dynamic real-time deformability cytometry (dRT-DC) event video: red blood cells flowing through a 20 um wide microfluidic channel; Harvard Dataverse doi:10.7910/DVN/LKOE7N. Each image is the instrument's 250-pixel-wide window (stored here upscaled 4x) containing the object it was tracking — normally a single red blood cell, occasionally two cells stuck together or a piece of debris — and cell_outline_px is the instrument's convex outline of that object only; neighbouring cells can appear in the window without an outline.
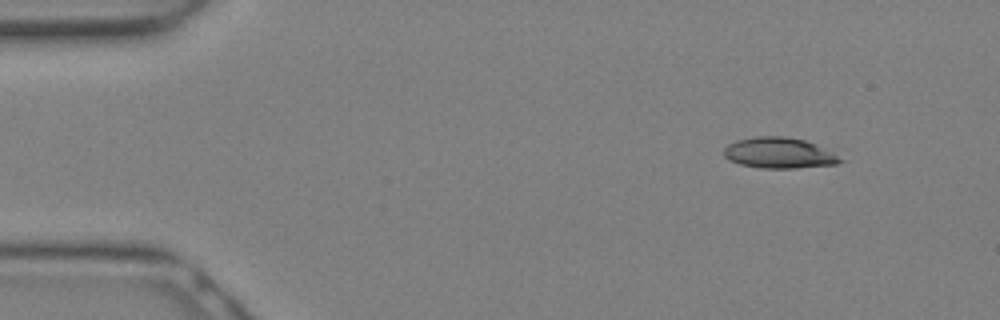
{"species": "Egyptian fruit bat (a non-hibernating species)", "species_latin": "Rousettus aegyptiacus", "temperature_condition": "warm", "stored_images_in_passage": 13, "camera_frame_rate_fps": 3000, "um_per_image_px": 0.085, "animal": {"sex": "female"}, "frame": {"image": 1, "passage_image": 4, "time_ms": 1.0, "image_size_px": [1000, 320], "cell_outline_px": [[844, 160], [836, 164], [796, 168], [760, 168], [740, 164], [728, 160], [724, 156], [724, 148], [728, 144], [736, 140], [756, 136], [784, 136], [804, 140], [816, 144], [832, 152]], "centroid_in_image_um": [66.19, 13.0], "position_along_channel_um": 18.8, "area_um2": 20.87}}
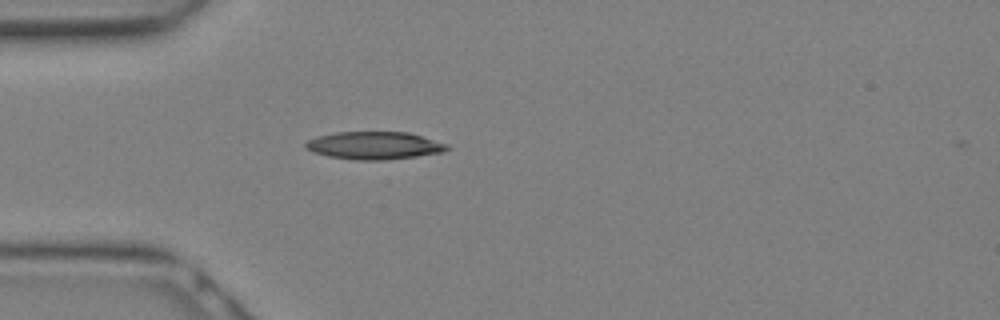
{"frame": {"image": 2, "passage_image": 9, "time_ms": 2.667, "image_size_px": [1000, 320], "cell_outline_px": [[448, 148], [444, 152], [416, 156], [384, 160], [356, 160], [328, 156], [312, 152], [304, 148], [304, 144], [308, 140], [316, 136], [336, 132], [408, 132], [448, 144]], "centroid_in_image_um": [31.77, 12.36], "position_along_channel_um": 53.2, "area_um2": 22.83}}
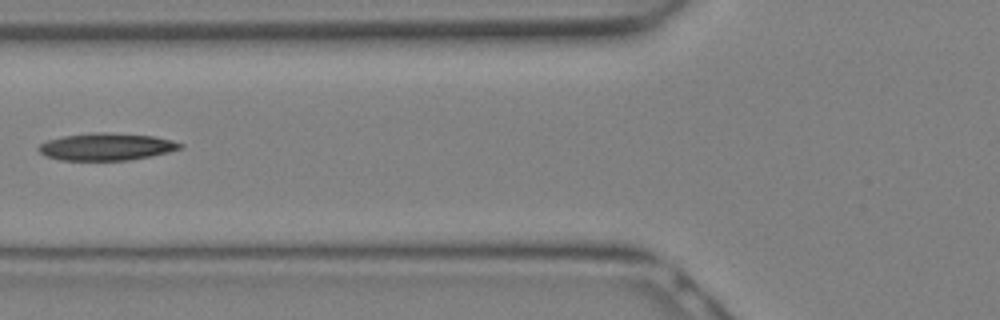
{"frame": {"image": 3, "passage_image": 12, "time_ms": 3.667, "image_size_px": [1000, 320], "cell_outline_px": [[184, 148], [152, 156], [128, 160], [60, 160], [44, 156], [36, 148], [40, 144], [48, 140], [64, 136], [92, 132], [104, 132], [152, 136], [172, 140], [184, 144]], "centroid_in_image_um": [9.05, 12.47], "position_along_channel_um": 116.8, "area_um2": 22.54}}